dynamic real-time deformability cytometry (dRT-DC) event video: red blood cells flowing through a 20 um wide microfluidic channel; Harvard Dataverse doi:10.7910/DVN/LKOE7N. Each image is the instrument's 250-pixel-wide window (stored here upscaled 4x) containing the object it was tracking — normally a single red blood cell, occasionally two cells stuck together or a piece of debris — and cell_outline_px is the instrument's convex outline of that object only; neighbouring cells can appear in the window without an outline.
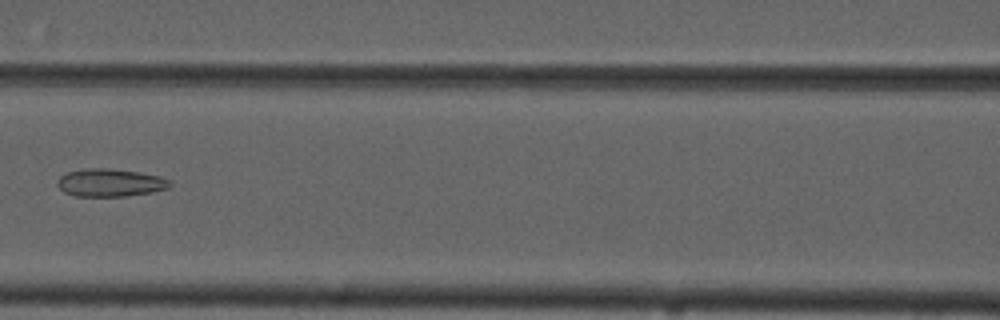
{"species": "common noctule bat (a hibernating species)", "species_latin": "Nyctalus noctula", "temperature_condition": "cold", "stored_images_in_passage": 5, "camera_frame_rate_fps": 3000, "um_per_image_px": 0.085, "animal": {"sex": "male", "forearm_length_mm": 52.5}, "frame": {"image": 1, "passage_image": 4, "time_ms": 3.333, "image_size_px": [1000, 320], "cell_outline_px": [[172, 184], [168, 188], [152, 192], [124, 196], [72, 196], [64, 192], [56, 184], [56, 180], [60, 176], [68, 172], [84, 168], [108, 168], [140, 172], [160, 176], [168, 180]], "centroid_in_image_um": [9.33, 15.52], "position_along_channel_um": 157.3, "area_um2": 18.32}}
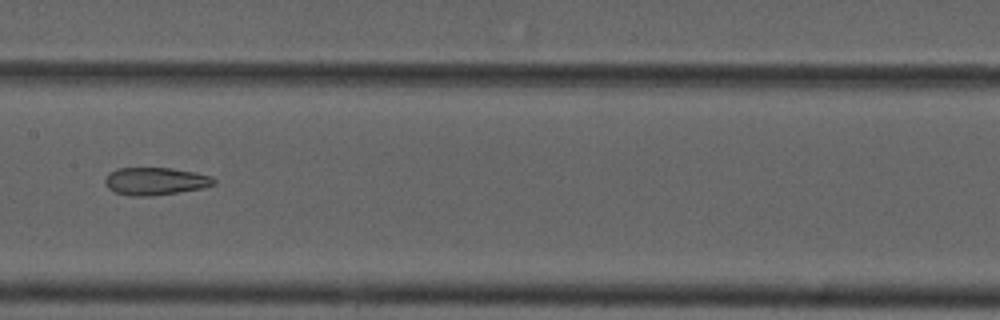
{"frame": {"image": 2, "passage_image": 5, "time_ms": 4.333, "image_size_px": [1000, 320], "cell_outline_px": [[216, 184], [200, 188], [176, 192], [148, 196], [132, 196], [116, 192], [108, 188], [104, 184], [104, 180], [116, 168], [172, 168], [212, 176], [216, 180]], "centroid_in_image_um": [13.2, 15.4], "position_along_channel_um": 194.2, "area_um2": 17.22}}